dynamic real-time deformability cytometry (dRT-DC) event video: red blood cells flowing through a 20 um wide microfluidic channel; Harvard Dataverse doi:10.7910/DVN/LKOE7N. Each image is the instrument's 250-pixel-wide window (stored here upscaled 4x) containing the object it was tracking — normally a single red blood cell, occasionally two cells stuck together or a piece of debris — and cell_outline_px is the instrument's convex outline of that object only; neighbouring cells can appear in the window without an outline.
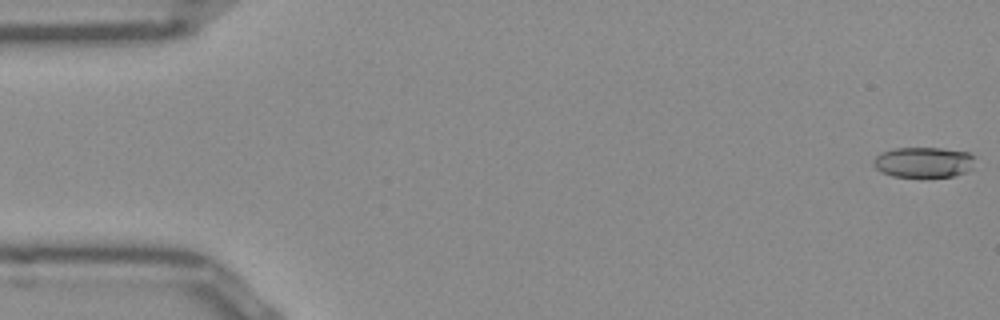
{"species": "Egyptian fruit bat (a non-hibernating species)", "species_latin": "Rousettus aegyptiacus", "temperature_condition": "room temperature", "stored_images_in_passage": 52, "camera_frame_rate_fps": 3000, "um_per_image_px": 0.085, "frame": {"image": 1, "passage_image": 1, "time_ms": 0.0, "image_size_px": [1000, 320], "cell_outline_px": [[976, 156], [972, 168], [964, 172], [952, 176], [892, 176], [880, 172], [872, 164], [872, 160], [880, 152], [892, 148], [944, 148], [968, 152]], "centroid_in_image_um": [78.48, 13.77], "position_along_channel_um": 6.5, "area_um2": 18.15}}
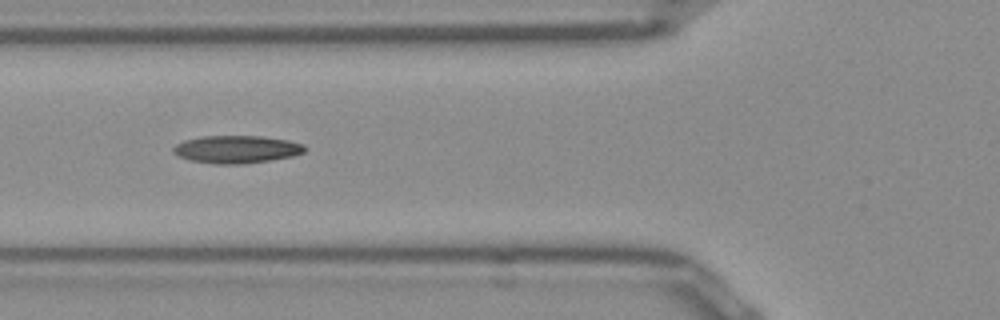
{"frame": {"image": 2, "passage_image": 19, "time_ms": 6.0, "image_size_px": [1000, 320], "cell_outline_px": [[308, 148], [304, 152], [292, 156], [244, 164], [216, 164], [188, 160], [172, 152], [172, 148], [176, 144], [184, 140], [204, 136], [264, 136], [288, 140], [304, 144]], "centroid_in_image_um": [20.11, 12.69], "position_along_channel_um": 105.7, "area_um2": 21.27}}
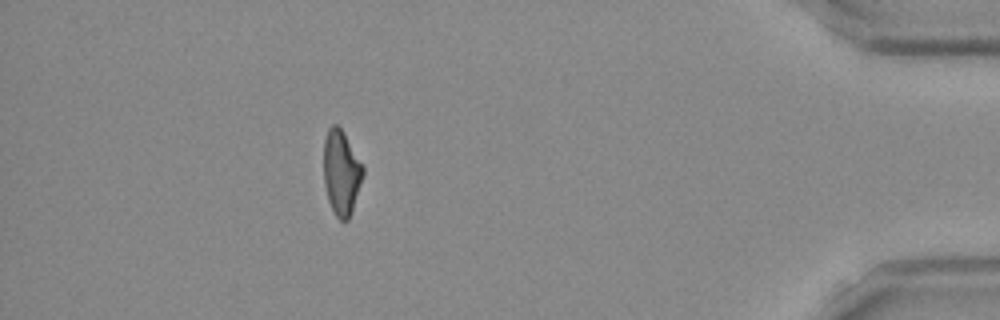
{"frame": {"image": 3, "passage_image": 46, "time_ms": 15.0, "image_size_px": [1000, 320], "cell_outline_px": [[364, 176], [352, 212], [348, 220], [340, 220], [336, 216], [328, 200], [324, 184], [324, 140], [328, 128], [332, 124], [336, 124], [344, 132], [364, 164]], "centroid_in_image_um": [29.04, 14.65], "position_along_channel_um": 406.2, "area_um2": 19.77}, "authors_computed_cell_mechanics": {"area_um2": 19.8832, "velocity_mm_per_s": 3.9575, "shape_relaxation_time_tau1_ms": 7.3557, "shape_relaxation_time_tau2_ms": 3.031, "deformation_change_tau1": 0.2282, "deformation_change_tau2": 0.1179}}